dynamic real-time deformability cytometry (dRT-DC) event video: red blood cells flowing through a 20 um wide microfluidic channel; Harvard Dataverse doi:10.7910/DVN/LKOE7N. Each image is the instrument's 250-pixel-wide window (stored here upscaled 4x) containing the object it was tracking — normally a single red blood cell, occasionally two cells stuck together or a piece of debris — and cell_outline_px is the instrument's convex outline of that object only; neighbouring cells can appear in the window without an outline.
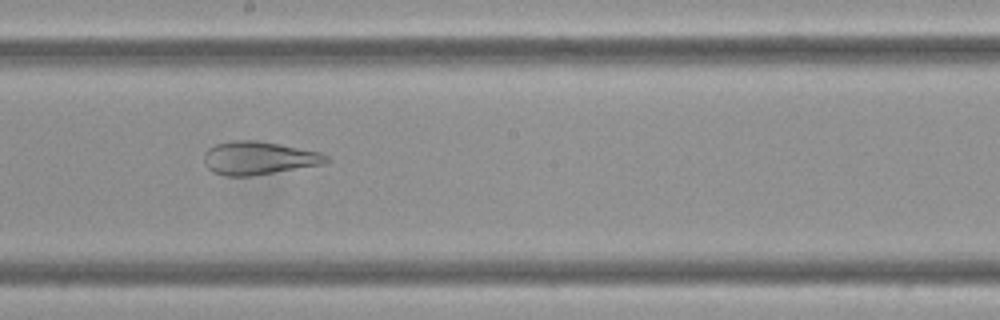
{"species": "Egyptian fruit bat (a non-hibernating species)", "species_latin": "Rousettus aegyptiacus", "temperature_condition": "cold", "stored_images_in_passage": 59, "camera_frame_rate_fps": 3000, "um_per_image_px": 0.085, "frame": {"image": 1, "passage_image": 33, "time_ms": 10.667, "image_size_px": [1000, 320], "cell_outline_px": [[332, 160], [324, 164], [252, 176], [224, 176], [212, 172], [204, 164], [204, 152], [208, 148], [216, 144], [228, 140], [256, 140], [280, 144], [320, 152], [328, 156]], "centroid_in_image_um": [21.98, 13.43], "position_along_channel_um": 226.2, "area_um2": 23.93}}
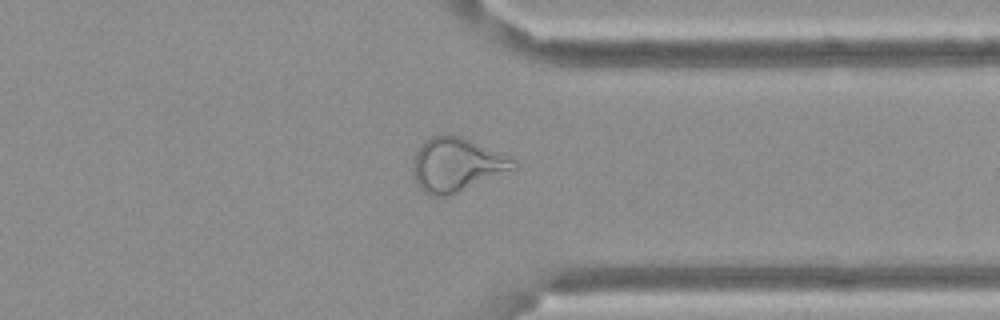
{"frame": {"image": 2, "passage_image": 46, "time_ms": 15.0, "image_size_px": [1000, 320], "cell_outline_px": [[516, 168], [448, 196], [428, 196], [416, 184], [412, 172], [412, 168], [416, 152], [424, 140], [432, 136], [460, 136], [512, 160], [516, 164]], "centroid_in_image_um": [38.71, 14.04], "position_along_channel_um": 372.7, "area_um2": 30.52}}
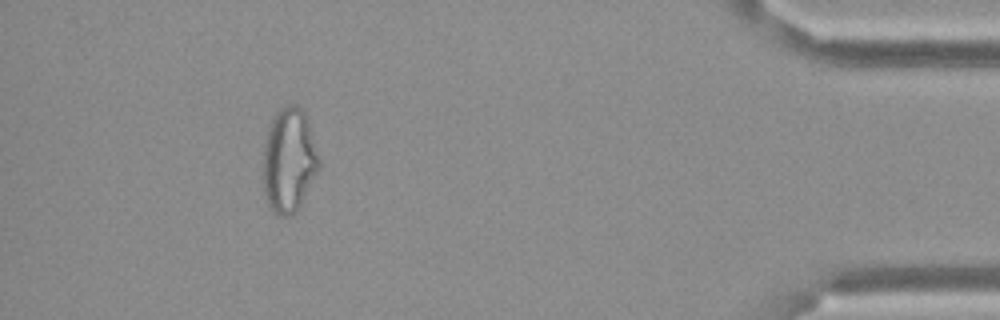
{"frame": {"image": 3, "passage_image": 54, "time_ms": 17.667, "image_size_px": [1000, 320], "cell_outline_px": [[320, 168], [296, 212], [292, 216], [280, 216], [268, 204], [264, 192], [264, 140], [272, 116], [280, 108], [288, 104], [296, 104], [304, 112], [308, 120], [320, 156]], "centroid_in_image_um": [24.58, 13.59], "position_along_channel_um": 410.6, "area_um2": 34.22}}